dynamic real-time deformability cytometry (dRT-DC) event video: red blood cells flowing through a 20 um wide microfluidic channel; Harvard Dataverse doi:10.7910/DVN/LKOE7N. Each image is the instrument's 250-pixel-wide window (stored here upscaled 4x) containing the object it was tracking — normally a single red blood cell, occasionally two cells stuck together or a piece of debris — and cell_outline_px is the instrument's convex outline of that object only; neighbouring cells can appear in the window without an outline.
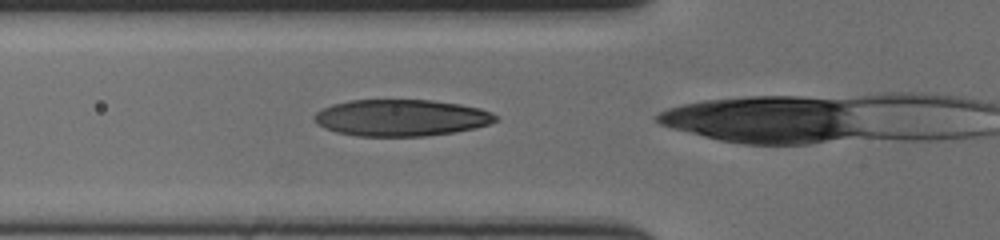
{"species": "human", "species_latin": "Homo sapiens", "temperature_condition": "cold", "stored_images_in_passage": 39, "camera_frame_rate_fps": 3000, "um_per_image_px": 0.085, "donor": {"sex": "female"}, "frame": {"image": 1, "passage_image": 14, "time_ms": 4.333, "image_size_px": [1000, 240], "cell_outline_px": [[500, 120], [476, 128], [456, 132], [424, 136], [356, 136], [336, 132], [324, 128], [316, 124], [312, 120], [312, 116], [316, 112], [332, 104], [348, 100], [432, 100], [460, 104], [480, 108], [492, 112]], "centroid_in_image_um": [34.08, 10.01], "position_along_channel_um": 91.7, "area_um2": 39.07}}
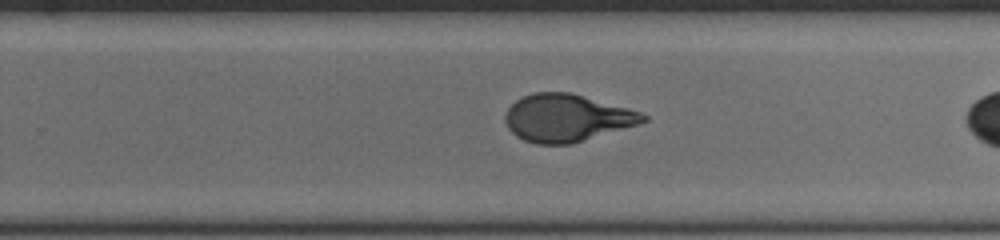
{"frame": {"image": 2, "passage_image": 30, "time_ms": 9.667, "image_size_px": [1000, 240], "cell_outline_px": [[648, 120], [636, 124], [572, 144], [536, 144], [524, 140], [516, 136], [508, 128], [504, 120], [504, 116], [508, 108], [516, 100], [532, 92], [572, 92], [628, 108], [640, 112], [648, 116]], "centroid_in_image_um": [48.14, 10.01], "position_along_channel_um": 281.7, "area_um2": 37.97}}
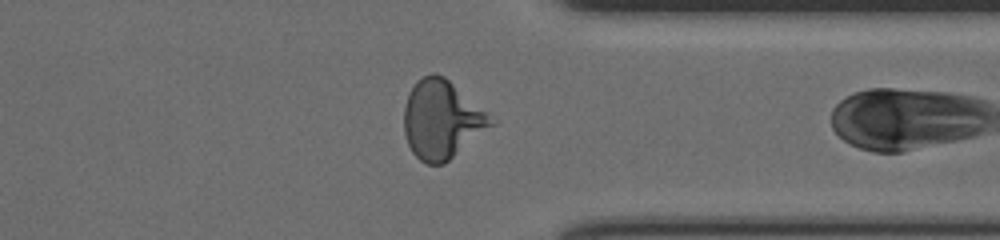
{"frame": {"image": 3, "passage_image": 38, "time_ms": 12.333, "image_size_px": [1000, 240], "cell_outline_px": [[496, 124], [444, 164], [428, 164], [420, 160], [412, 152], [408, 144], [404, 132], [404, 108], [408, 96], [416, 80], [432, 72], [436, 72], [444, 76], [496, 120]], "centroid_in_image_um": [37.56, 10.17], "position_along_channel_um": 373.8, "area_um2": 39.71}}